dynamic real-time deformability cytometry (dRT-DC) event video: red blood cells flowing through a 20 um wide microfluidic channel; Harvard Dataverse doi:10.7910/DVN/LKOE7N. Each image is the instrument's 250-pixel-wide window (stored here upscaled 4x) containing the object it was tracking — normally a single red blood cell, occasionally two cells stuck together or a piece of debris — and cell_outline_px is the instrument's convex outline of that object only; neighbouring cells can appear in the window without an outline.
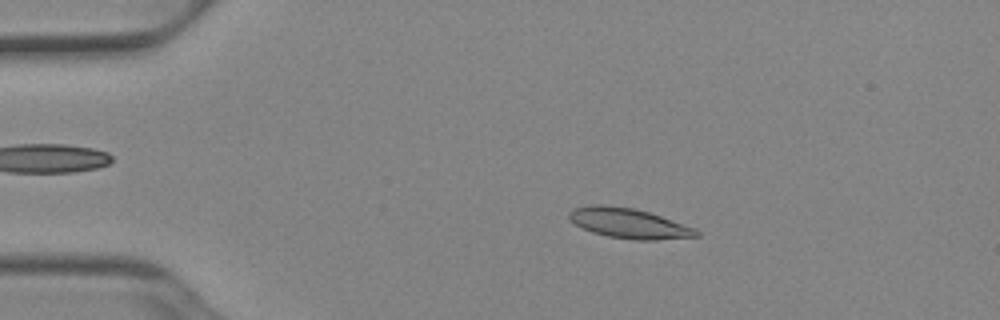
{"species": "Egyptian fruit bat (a non-hibernating species)", "species_latin": "Rousettus aegyptiacus", "temperature_condition": "cold", "stored_images_in_passage": 52, "camera_frame_rate_fps": 3000, "um_per_image_px": 0.085, "animal": {"sex": "female"}, "frame": {"image": 1, "passage_image": 10, "time_ms": 3.0, "image_size_px": [1000, 320], "cell_outline_px": [[700, 236], [656, 240], [636, 240], [608, 236], [592, 232], [576, 224], [568, 216], [568, 212], [572, 208], [588, 204], [604, 204], [636, 208], [696, 228], [700, 232]], "centroid_in_image_um": [53.45, 18.96], "position_along_channel_um": 31.6, "area_um2": 22.37}}
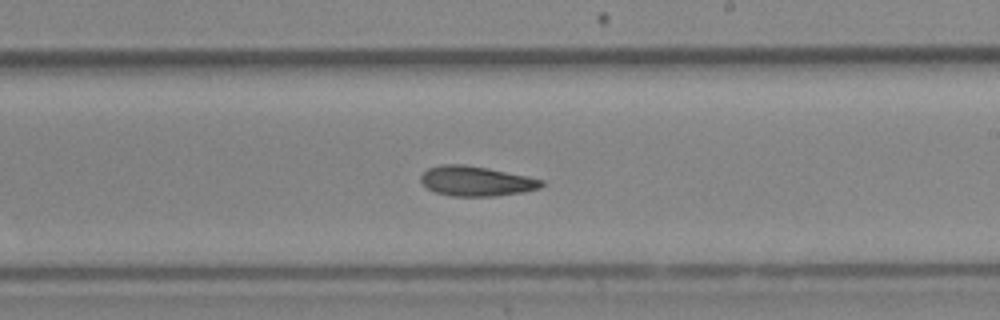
{"frame": {"image": 2, "passage_image": 31, "time_ms": 10.0, "image_size_px": [1000, 320], "cell_outline_px": [[544, 184], [540, 188], [524, 192], [496, 196], [452, 196], [436, 192], [428, 188], [420, 180], [420, 176], [428, 168], [440, 164], [464, 164], [488, 168], [544, 180]], "centroid_in_image_um": [40.47, 15.39], "position_along_channel_um": 248.5, "area_um2": 20.98}}
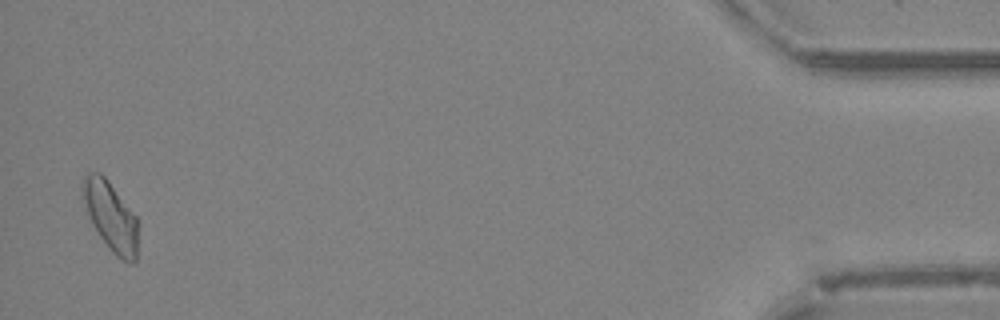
{"frame": {"image": 3, "passage_image": 51, "time_ms": 16.667, "image_size_px": [1000, 320], "cell_outline_px": [[136, 260], [132, 264], [120, 260], [112, 252], [100, 236], [92, 224], [80, 200], [80, 188], [84, 176], [88, 172], [100, 172], [108, 180], [136, 216]], "centroid_in_image_um": [9.34, 18.35], "position_along_channel_um": 425.9, "area_um2": 22.48}, "authors_computed_cell_mechanics": {"area_um2": 21.0392, "velocity_mm_per_s": 3.8938, "shape_relaxation_time_tau1_ms": null, "shape_relaxation_time_tau2_ms": 8.7567, "deformation_change_tau1": null, "deformation_change_tau2": 0.1539}}